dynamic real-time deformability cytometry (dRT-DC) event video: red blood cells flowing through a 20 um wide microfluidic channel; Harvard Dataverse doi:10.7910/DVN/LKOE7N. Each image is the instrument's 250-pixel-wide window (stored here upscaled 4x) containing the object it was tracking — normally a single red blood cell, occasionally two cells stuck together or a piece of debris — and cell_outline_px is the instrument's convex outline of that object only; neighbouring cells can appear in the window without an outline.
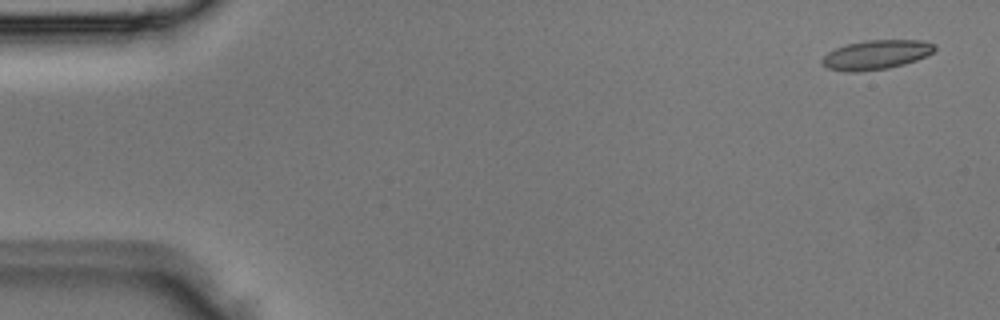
{"species": "Egyptian fruit bat (a non-hibernating species)", "species_latin": "Rousettus aegyptiacus", "temperature_condition": "room temperature", "stored_images_in_passage": 5, "camera_frame_rate_fps": 3000, "um_per_image_px": 0.085, "animal": {"sex": "male"}, "frame": {"image": 1, "passage_image": 1, "time_ms": 0.0, "image_size_px": [1000, 320], "cell_outline_px": [[936, 48], [932, 52], [916, 60], [904, 64], [888, 68], [856, 72], [848, 72], [828, 68], [820, 60], [828, 52], [836, 48], [848, 44], [864, 40], [924, 40], [936, 44]], "centroid_in_image_um": [74.48, 4.64], "position_along_channel_um": 10.5, "area_um2": 19.13}}